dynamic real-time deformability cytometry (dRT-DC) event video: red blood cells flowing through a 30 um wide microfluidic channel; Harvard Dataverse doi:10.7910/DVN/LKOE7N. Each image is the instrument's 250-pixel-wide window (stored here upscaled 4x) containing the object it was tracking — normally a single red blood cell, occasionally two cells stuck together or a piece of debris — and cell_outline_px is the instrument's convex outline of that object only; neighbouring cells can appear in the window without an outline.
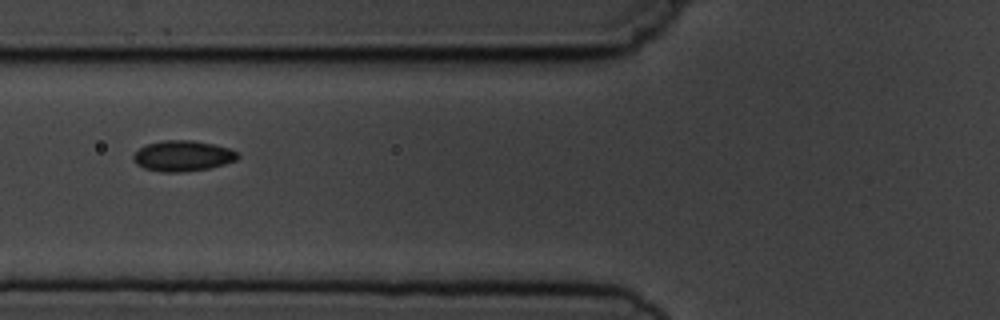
{"species": "common noctule bat (a hibernating species)", "species_latin": "Nyctalus noctula", "temperature_condition": "cold", "stored_images_in_passage": 5, "camera_frame_rate_fps": 3000, "um_per_image_px": 0.085, "animal": {"sex": "male", "body_mass_g": 19.5, "forearm_length_mm": 54.6}, "frame": {"image": 1, "passage_image": 3, "time_ms": 2.333, "image_size_px": [1000, 320], "cell_outline_px": [[240, 156], [236, 160], [224, 164], [208, 168], [180, 172], [160, 172], [144, 168], [136, 164], [132, 160], [132, 156], [140, 148], [148, 144], [164, 140], [192, 140], [212, 144], [228, 148], [236, 152]], "centroid_in_image_um": [15.5, 13.25], "position_along_channel_um": 110.3, "area_um2": 18.5}}
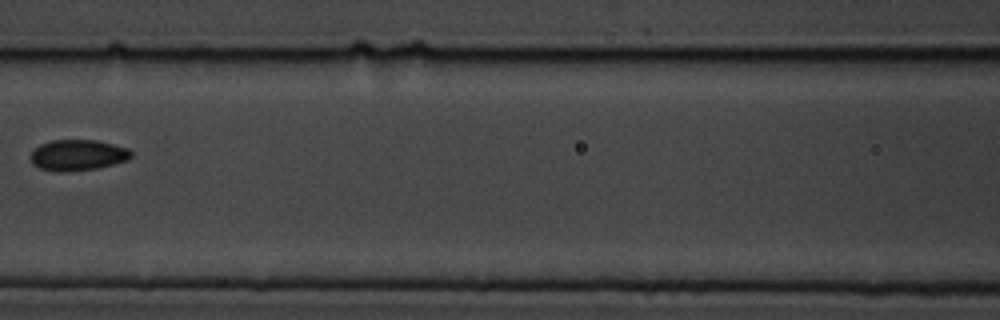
{"frame": {"image": 2, "passage_image": 4, "time_ms": 3.667, "image_size_px": [1000, 320], "cell_outline_px": [[132, 156], [128, 160], [96, 168], [64, 172], [52, 172], [40, 168], [32, 164], [32, 152], [40, 144], [52, 140], [96, 140], [128, 148], [132, 152]], "centroid_in_image_um": [6.61, 13.19], "position_along_channel_um": 160.0, "area_um2": 18.03}}
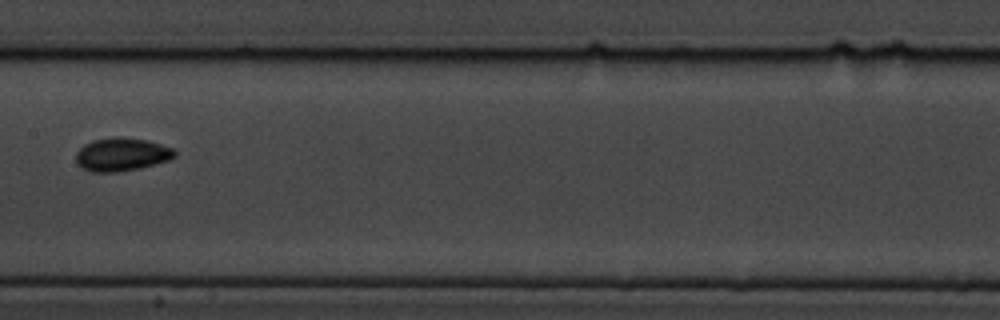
{"frame": {"image": 3, "passage_image": 5, "time_ms": 4.667, "image_size_px": [1000, 320], "cell_outline_px": [[176, 156], [168, 160], [140, 168], [116, 172], [92, 172], [84, 168], [76, 160], [76, 152], [84, 144], [92, 140], [112, 136], [116, 136], [148, 140], [172, 148], [176, 152]], "centroid_in_image_um": [10.34, 13.11], "position_along_channel_um": 197.1, "area_um2": 19.07}}